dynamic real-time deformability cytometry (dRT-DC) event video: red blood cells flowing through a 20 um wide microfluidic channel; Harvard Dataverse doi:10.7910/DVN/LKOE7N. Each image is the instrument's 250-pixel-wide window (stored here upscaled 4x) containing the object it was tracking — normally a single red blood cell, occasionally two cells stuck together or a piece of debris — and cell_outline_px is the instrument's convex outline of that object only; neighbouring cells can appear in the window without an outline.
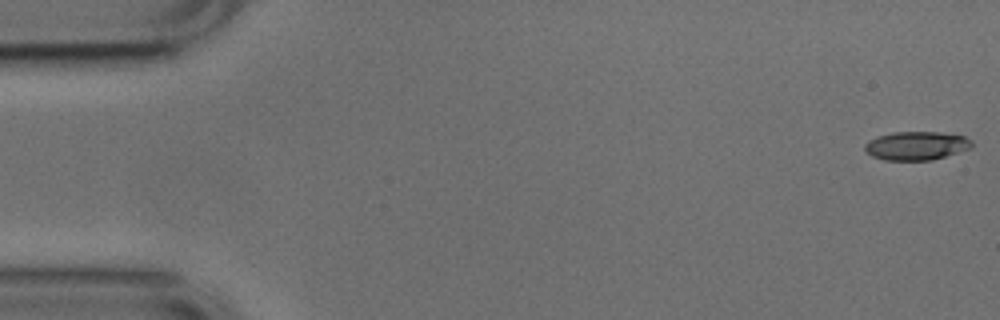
{"species": "common noctule bat (a hibernating species)", "species_latin": "Nyctalus noctula", "temperature_condition": "cold", "stored_images_in_passage": 53, "camera_frame_rate_fps": 3000, "um_per_image_px": 0.085, "animal": {"sex": "male", "body_mass_g": 17.9, "forearm_length_mm": 54.2}, "frame": {"image": 1, "passage_image": 1, "time_ms": 0.0, "image_size_px": [1000, 320], "cell_outline_px": [[972, 144], [968, 148], [932, 160], [884, 160], [872, 156], [864, 148], [864, 144], [868, 140], [876, 136], [892, 132], [940, 132], [964, 136], [972, 140]], "centroid_in_image_um": [77.83, 12.37], "position_along_channel_um": 7.2, "area_um2": 17.69}}
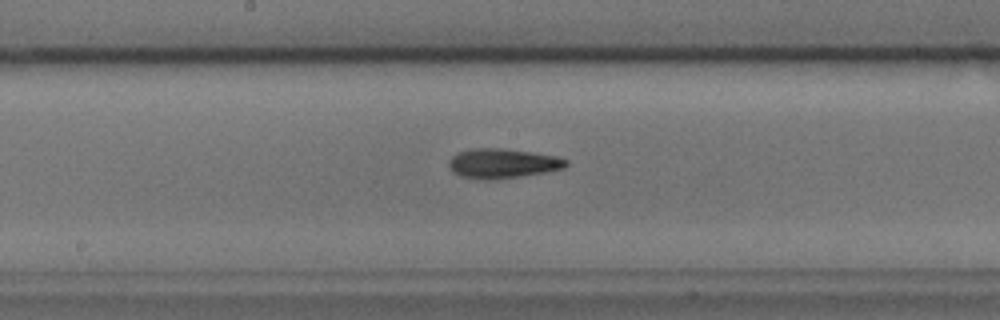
{"frame": {"image": 2, "passage_image": 27, "time_ms": 8.667, "image_size_px": [1000, 320], "cell_outline_px": [[568, 164], [564, 168], [544, 172], [520, 176], [492, 180], [480, 180], [460, 176], [452, 172], [448, 168], [448, 160], [452, 156], [460, 152], [472, 148], [500, 148], [532, 152], [556, 156], [568, 160]], "centroid_in_image_um": [42.67, 13.89], "position_along_channel_um": 205.5, "area_um2": 20.35}}
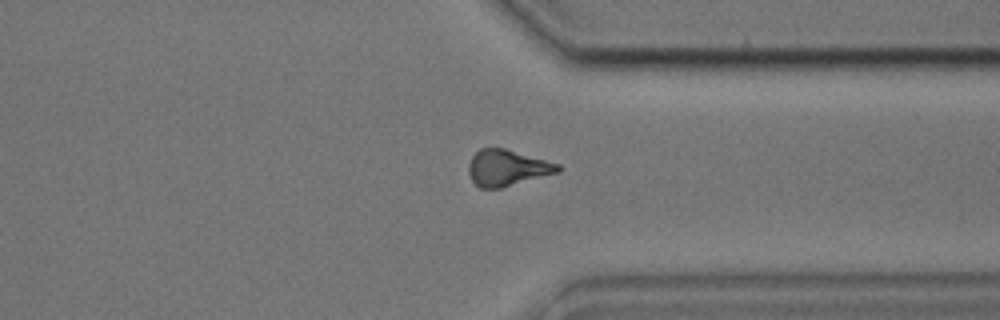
{"frame": {"image": 3, "passage_image": 40, "time_ms": 13.0, "image_size_px": [1000, 320], "cell_outline_px": [[560, 172], [500, 188], [480, 188], [472, 180], [468, 172], [468, 164], [472, 156], [480, 148], [504, 148], [560, 164]], "centroid_in_image_um": [43.1, 14.26], "position_along_channel_um": 368.3, "area_um2": 18.73}, "authors_computed_cell_mechanics": {"area_um2": 18.7272, "velocity_mm_per_s": 3.7985, "shape_relaxation_time_tau1_ms": 3.131, "shape_relaxation_time_tau2_ms": 5.8571, "deformation_change_tau1": 0.1242, "deformation_change_tau2": 0.1614}}